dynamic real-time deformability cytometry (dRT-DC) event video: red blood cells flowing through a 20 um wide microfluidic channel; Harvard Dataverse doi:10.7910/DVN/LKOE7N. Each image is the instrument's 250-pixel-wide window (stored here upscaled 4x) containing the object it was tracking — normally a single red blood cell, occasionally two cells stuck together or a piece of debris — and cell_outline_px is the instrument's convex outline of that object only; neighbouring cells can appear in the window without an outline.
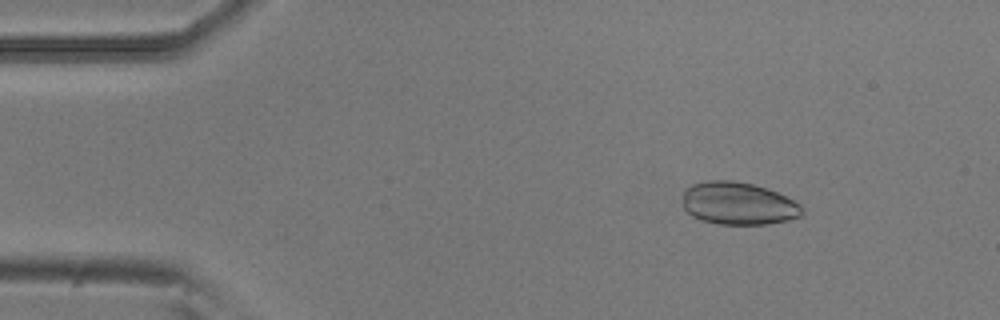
{"species": "common noctule bat (a hibernating species)", "species_latin": "Nyctalus noctula", "temperature_condition": "room temperature", "stored_images_in_passage": 12, "camera_frame_rate_fps": 3000, "um_per_image_px": 0.085, "animal": {"sex": "male", "body_mass_g": 20.5, "forearm_length_mm": 52.5}, "frame": {"image": 1, "passage_image": 7, "time_ms": 2.0, "image_size_px": [1000, 320], "cell_outline_px": [[804, 216], [788, 220], [768, 224], [716, 224], [700, 220], [684, 212], [684, 188], [692, 184], [708, 180], [732, 180], [752, 184], [768, 188], [800, 204], [804, 208]], "centroid_in_image_um": [62.75, 17.3], "position_along_channel_um": 22.2, "area_um2": 30.0}}